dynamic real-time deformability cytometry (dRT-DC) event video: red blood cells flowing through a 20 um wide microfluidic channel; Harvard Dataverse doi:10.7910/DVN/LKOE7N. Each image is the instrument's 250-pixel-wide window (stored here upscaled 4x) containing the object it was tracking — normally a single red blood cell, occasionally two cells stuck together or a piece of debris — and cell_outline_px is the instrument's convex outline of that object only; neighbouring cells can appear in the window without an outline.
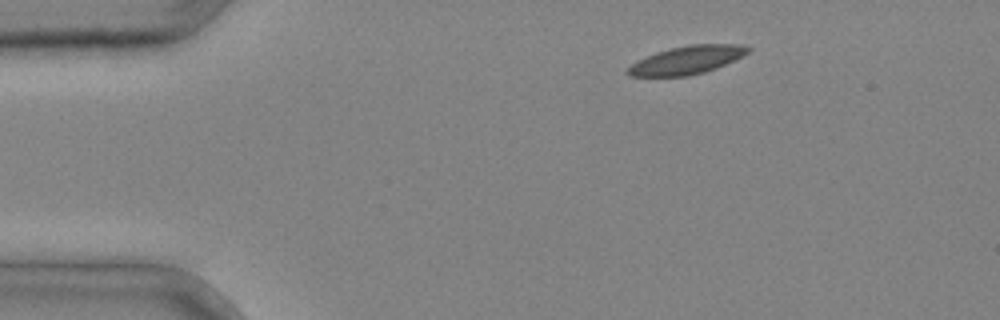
{"species": "common noctule bat (a hibernating species)", "species_latin": "Nyctalus noctula", "temperature_condition": "cold", "stored_images_in_passage": 4, "camera_frame_rate_fps": 3000, "um_per_image_px": 0.085, "animal": {"sex": "male", "body_mass_g": 20.4}, "frame": {"image": 1, "passage_image": 4, "time_ms": 1.0, "image_size_px": [1000, 320], "cell_outline_px": [[752, 48], [748, 52], [716, 68], [704, 72], [688, 76], [628, 76], [624, 72], [636, 60], [656, 52], [688, 44], [740, 44]], "centroid_in_image_um": [58.33, 5.1], "position_along_channel_um": 26.7, "area_um2": 19.59}}